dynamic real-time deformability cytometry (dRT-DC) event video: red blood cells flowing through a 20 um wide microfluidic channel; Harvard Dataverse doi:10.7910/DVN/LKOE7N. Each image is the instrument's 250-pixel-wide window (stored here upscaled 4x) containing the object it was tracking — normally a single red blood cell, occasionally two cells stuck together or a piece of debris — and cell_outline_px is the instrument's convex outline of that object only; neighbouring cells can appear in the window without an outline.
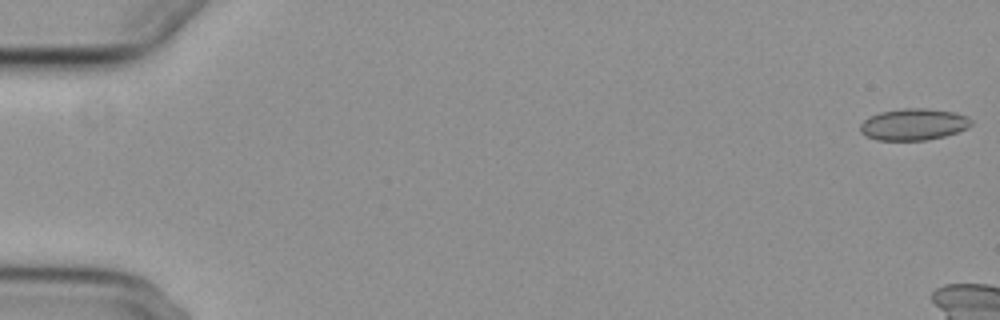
{"species": "common noctule bat (a hibernating species)", "species_latin": "Nyctalus noctula", "temperature_condition": "cold", "stored_images_in_passage": 9, "camera_frame_rate_fps": 3000, "um_per_image_px": 0.085, "animal": {"sex": "female", "body_mass_g": 29.2, "forearm_length_mm": 56.3}, "frame": {"image": 1, "passage_image": 1, "time_ms": 0.0, "image_size_px": [1000, 320], "cell_outline_px": [[972, 124], [968, 128], [944, 136], [928, 140], [876, 140], [864, 136], [860, 132], [860, 124], [868, 116], [880, 112], [904, 108], [924, 108], [956, 112], [968, 116], [972, 120]], "centroid_in_image_um": [77.64, 10.57], "position_along_channel_um": 7.4, "area_um2": 20.69}}